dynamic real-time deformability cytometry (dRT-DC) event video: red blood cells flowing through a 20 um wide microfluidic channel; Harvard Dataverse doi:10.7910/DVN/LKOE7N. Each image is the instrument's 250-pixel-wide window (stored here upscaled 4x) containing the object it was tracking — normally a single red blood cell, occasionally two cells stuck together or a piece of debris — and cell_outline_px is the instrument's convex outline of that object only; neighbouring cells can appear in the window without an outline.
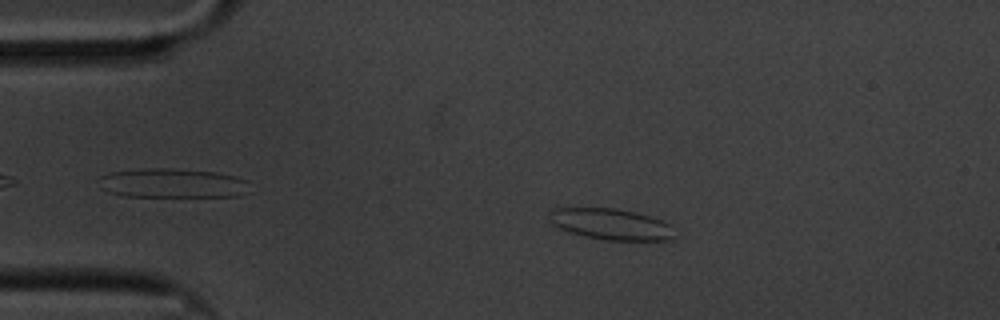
{"species": "common noctule bat (a hibernating species)", "species_latin": "Nyctalus noctula", "temperature_condition": "cold", "stored_images_in_passage": 50, "camera_frame_rate_fps": 3000, "um_per_image_px": 0.085, "animal": {"sex": "male", "body_mass_g": 20.1, "forearm_length_mm": 53.5}, "frame": {"image": 1, "passage_image": 11, "time_ms": 3.333, "image_size_px": [1000, 320], "cell_outline_px": [[672, 240], [608, 240], [584, 236], [560, 228], [552, 224], [552, 208], [616, 208], [636, 212], [672, 224]], "centroid_in_image_um": [51.97, 19.05], "position_along_channel_um": 33.0, "area_um2": 22.31}}
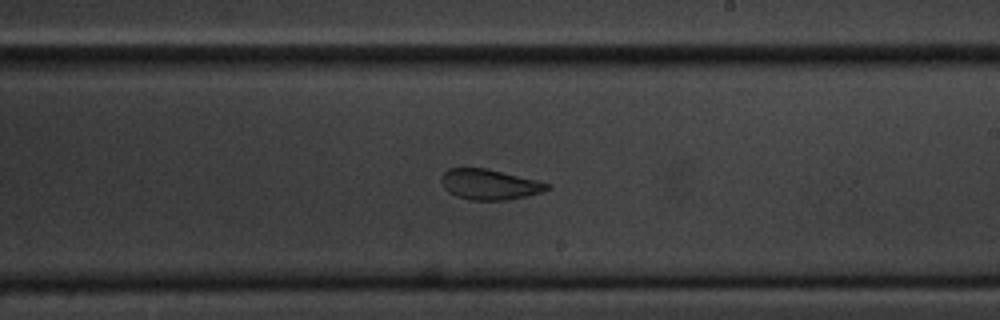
{"frame": {"image": 2, "passage_image": 34, "time_ms": 11.0, "image_size_px": [1000, 320], "cell_outline_px": [[552, 188], [544, 192], [504, 200], [468, 200], [456, 196], [448, 192], [444, 188], [440, 180], [440, 176], [448, 168], [484, 168], [536, 180], [552, 184]], "centroid_in_image_um": [41.59, 15.68], "position_along_channel_um": 247.4, "area_um2": 18.79}}
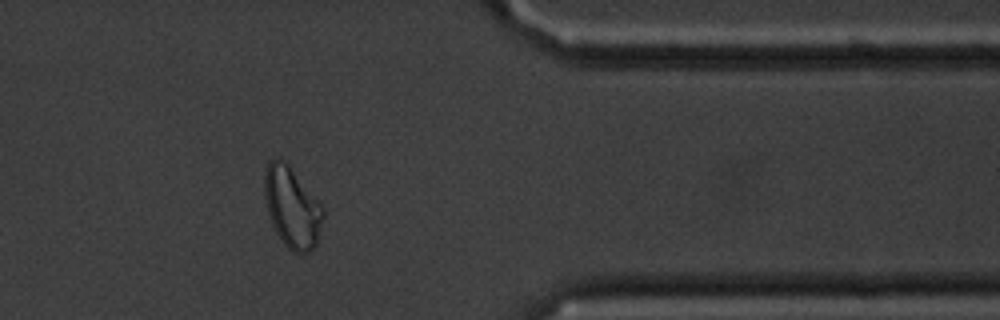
{"frame": {"image": 3, "passage_image": 48, "time_ms": 15.667, "image_size_px": [1000, 320], "cell_outline_px": [[324, 216], [316, 244], [308, 252], [292, 252], [284, 244], [276, 232], [272, 224], [268, 212], [264, 196], [264, 172], [268, 160], [280, 156], [288, 164], [324, 208]], "centroid_in_image_um": [24.8, 17.59], "position_along_channel_um": 386.6, "area_um2": 27.51}, "authors_computed_cell_mechanics": {"area_um2": 20.5768, "velocity_mm_per_s": 3.3333, "shape_relaxation_time_tau1_ms": null, "shape_relaxation_time_tau2_ms": 1.6347, "deformation_change_tau1": null, "deformation_change_tau2": 0.0614}}